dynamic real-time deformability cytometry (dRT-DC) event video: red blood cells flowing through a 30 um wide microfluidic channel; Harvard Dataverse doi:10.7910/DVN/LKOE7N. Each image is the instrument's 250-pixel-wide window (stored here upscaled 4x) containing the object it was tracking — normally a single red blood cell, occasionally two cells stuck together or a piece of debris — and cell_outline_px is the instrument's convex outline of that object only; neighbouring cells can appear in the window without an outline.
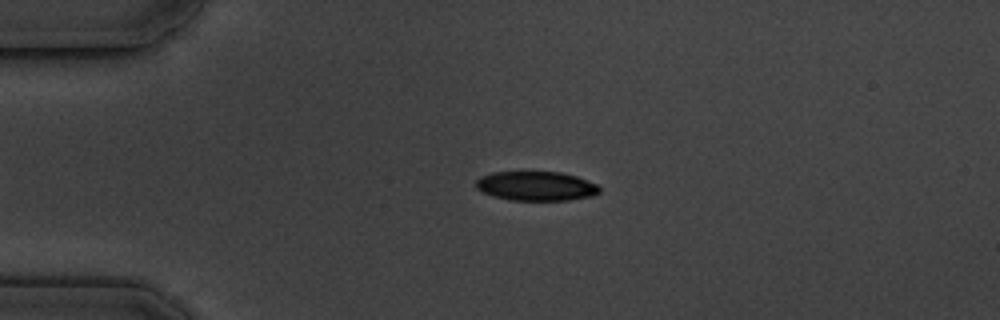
{"species": "common noctule bat (a hibernating species)", "species_latin": "Nyctalus noctula", "temperature_condition": "cold", "stored_images_in_passage": 6, "camera_frame_rate_fps": 3000, "um_per_image_px": 0.085, "animal": {"sex": "male", "body_mass_g": 19.5, "forearm_length_mm": 54.6}, "frame": {"image": 1, "passage_image": 6, "time_ms": 6.0, "image_size_px": [1000, 320], "cell_outline_px": [[600, 192], [592, 196], [568, 200], [508, 200], [492, 196], [476, 188], [476, 180], [480, 176], [492, 172], [560, 172], [576, 176], [596, 184], [600, 188]], "centroid_in_image_um": [45.55, 15.81], "position_along_channel_um": 39.5, "area_um2": 21.1}}